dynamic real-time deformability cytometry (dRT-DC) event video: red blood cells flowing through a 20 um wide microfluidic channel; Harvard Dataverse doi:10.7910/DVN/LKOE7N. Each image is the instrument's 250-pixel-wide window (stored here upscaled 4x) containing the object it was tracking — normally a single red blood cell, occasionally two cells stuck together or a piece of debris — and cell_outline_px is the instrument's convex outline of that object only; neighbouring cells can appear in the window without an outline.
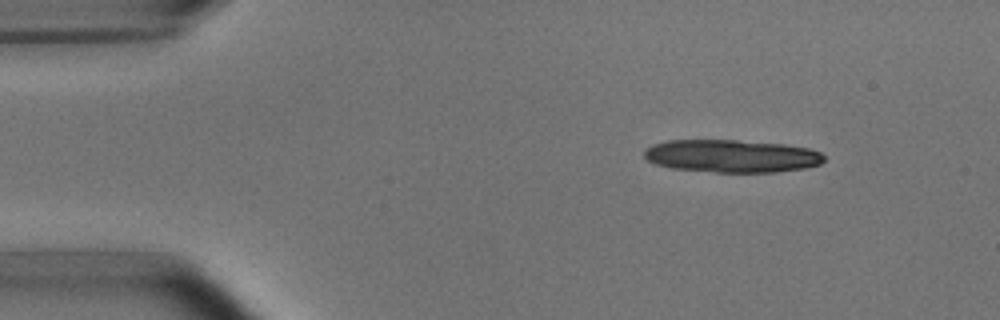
{"species": "common noctule bat (a hibernating species)", "species_latin": "Nyctalus noctula", "temperature_condition": "room temperature", "stored_images_in_passage": 6, "camera_frame_rate_fps": 3000, "um_per_image_px": 0.085, "animal": {"sex": "male", "body_mass_g": 15.6}, "frame": {"image": 1, "passage_image": 2, "time_ms": 1.333, "image_size_px": [1000, 320], "cell_outline_px": [[824, 160], [820, 164], [804, 168], [776, 172], [712, 172], [672, 168], [656, 164], [648, 160], [644, 156], [644, 148], [652, 144], [668, 140], [736, 140], [784, 144], [808, 148], [820, 152], [824, 156]], "centroid_in_image_um": [62.16, 13.26], "position_along_channel_um": 22.8, "area_um2": 34.39}}